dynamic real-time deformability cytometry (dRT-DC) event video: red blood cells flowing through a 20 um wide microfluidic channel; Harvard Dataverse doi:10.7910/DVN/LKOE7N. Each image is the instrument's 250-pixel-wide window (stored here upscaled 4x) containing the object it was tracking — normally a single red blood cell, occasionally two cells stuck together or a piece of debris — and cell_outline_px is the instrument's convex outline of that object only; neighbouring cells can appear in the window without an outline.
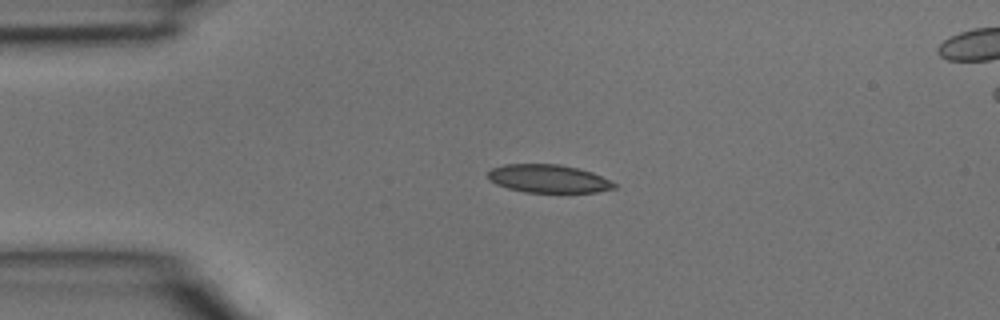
{"species": "common noctule bat (a hibernating species)", "species_latin": "Nyctalus noctula", "temperature_condition": "room temperature", "stored_images_in_passage": 4, "camera_frame_rate_fps": 3000, "um_per_image_px": 0.085, "animal": {"sex": "male", "body_mass_g": 15.6}, "frame": {"image": 1, "passage_image": 2, "time_ms": 0.333, "image_size_px": [1000, 320], "cell_outline_px": [[616, 188], [596, 192], [524, 192], [508, 188], [496, 184], [488, 180], [488, 172], [492, 168], [504, 164], [560, 164], [592, 172], [616, 184]], "centroid_in_image_um": [46.58, 15.18], "position_along_channel_um": 38.4, "area_um2": 20.58}}